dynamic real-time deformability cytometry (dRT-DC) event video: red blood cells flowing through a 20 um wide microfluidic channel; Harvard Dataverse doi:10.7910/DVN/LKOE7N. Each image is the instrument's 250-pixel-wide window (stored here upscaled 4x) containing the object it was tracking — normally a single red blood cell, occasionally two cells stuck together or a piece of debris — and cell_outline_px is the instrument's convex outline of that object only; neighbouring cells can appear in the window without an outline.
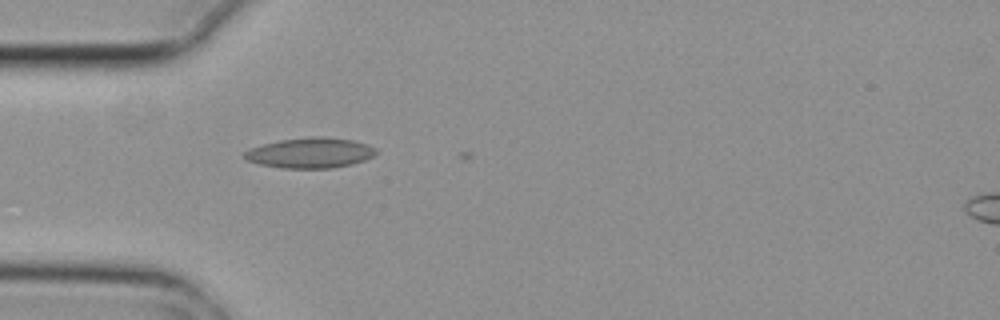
{"species": "common noctule bat (a hibernating species)", "species_latin": "Nyctalus noctula", "temperature_condition": "cold", "stored_images_in_passage": 4, "camera_frame_rate_fps": 3000, "um_per_image_px": 0.085, "animal": {"sex": "female", "body_mass_g": 29.2, "forearm_length_mm": 56.3}, "frame": {"image": 1, "passage_image": 3, "time_ms": 0.667, "image_size_px": [1000, 320], "cell_outline_px": [[376, 152], [372, 156], [364, 160], [352, 164], [332, 168], [284, 168], [260, 164], [248, 160], [240, 156], [248, 148], [280, 140], [312, 136], [324, 136], [352, 140], [368, 144], [376, 148]], "centroid_in_image_um": [26.35, 12.98], "position_along_channel_um": 58.6, "area_um2": 23.29}}